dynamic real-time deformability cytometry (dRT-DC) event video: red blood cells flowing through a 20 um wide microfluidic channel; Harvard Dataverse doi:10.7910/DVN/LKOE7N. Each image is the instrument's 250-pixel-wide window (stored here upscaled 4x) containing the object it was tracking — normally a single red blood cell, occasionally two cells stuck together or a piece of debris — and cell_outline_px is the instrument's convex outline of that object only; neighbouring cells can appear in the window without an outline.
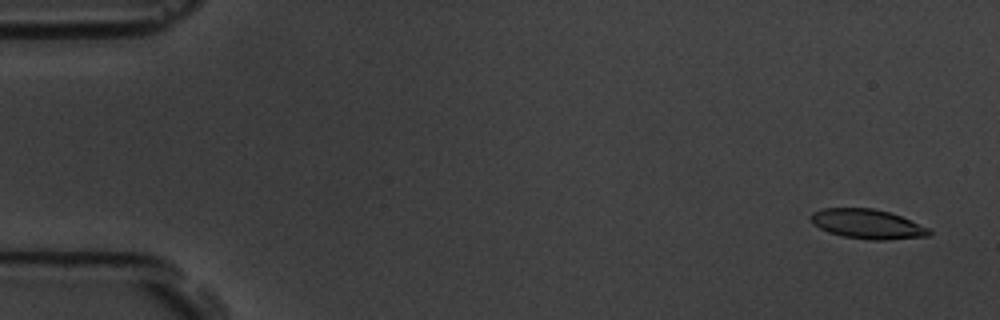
{"species": "common noctule bat (a hibernating species)", "species_latin": "Nyctalus noctula", "temperature_condition": "room temperature", "stored_images_in_passage": 5, "camera_frame_rate_fps": 3000, "um_per_image_px": 0.085, "animal": {"sex": "male", "body_mass_g": 19.5, "forearm_length_mm": 54.6}, "frame": {"image": 1, "passage_image": 1, "time_ms": 0.0, "image_size_px": [1000, 320], "cell_outline_px": [[932, 232], [928, 236], [888, 240], [868, 240], [844, 236], [828, 232], [812, 224], [808, 216], [812, 212], [824, 208], [872, 208], [888, 212], [900, 216], [928, 228]], "centroid_in_image_um": [73.68, 19.04], "position_along_channel_um": 11.3, "area_um2": 20.35}}
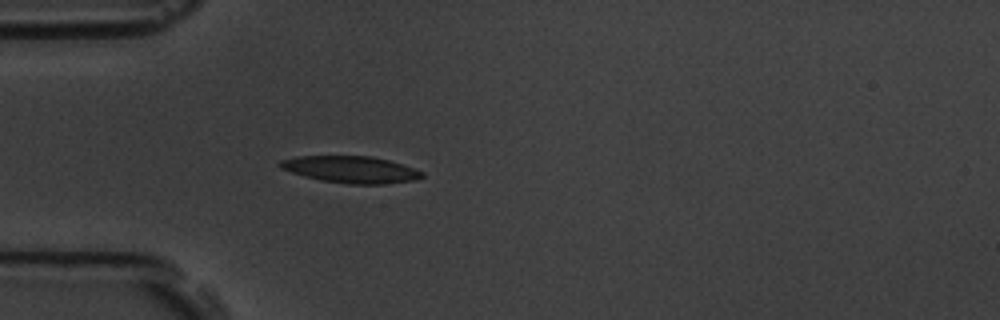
{"frame": {"image": 2, "passage_image": 5, "time_ms": 4.667, "image_size_px": [1000, 320], "cell_outline_px": [[424, 176], [416, 180], [384, 184], [348, 184], [320, 180], [304, 176], [280, 168], [280, 160], [296, 156], [372, 156], [388, 160], [424, 172]], "centroid_in_image_um": [29.82, 14.41], "position_along_channel_um": 55.2, "area_um2": 22.08}}